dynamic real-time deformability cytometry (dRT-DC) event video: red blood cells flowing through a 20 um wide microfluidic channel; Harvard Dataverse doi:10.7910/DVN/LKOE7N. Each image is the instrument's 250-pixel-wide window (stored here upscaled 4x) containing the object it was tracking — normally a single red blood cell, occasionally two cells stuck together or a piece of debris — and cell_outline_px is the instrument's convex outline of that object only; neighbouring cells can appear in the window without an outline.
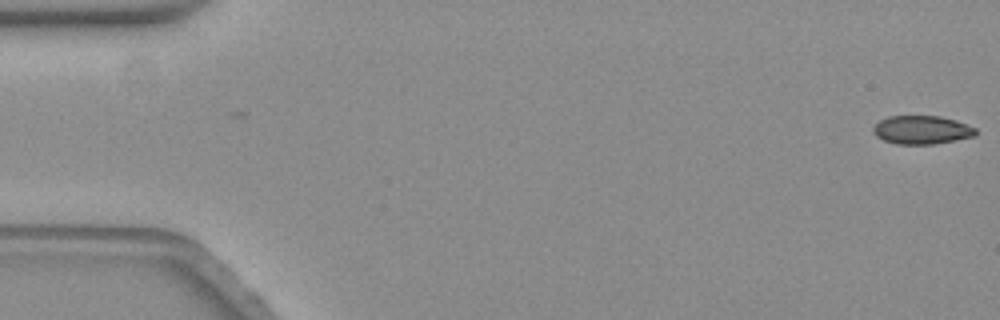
{"species": "common noctule bat (a hibernating species)", "species_latin": "Nyctalus noctula", "temperature_condition": "warm", "stored_images_in_passage": 18, "camera_frame_rate_fps": 3000, "um_per_image_px": 0.085, "animal": {"sex": "female", "body_mass_g": 19.3, "forearm_length_mm": 54.1}, "frame": {"image": 1, "passage_image": 1, "time_ms": 0.0, "image_size_px": [1000, 320], "cell_outline_px": [[976, 136], [932, 144], [896, 144], [884, 140], [876, 136], [872, 132], [872, 128], [880, 120], [888, 116], [940, 116], [956, 120], [976, 128]], "centroid_in_image_um": [78.34, 11.04], "position_along_channel_um": 6.7, "area_um2": 16.99}}